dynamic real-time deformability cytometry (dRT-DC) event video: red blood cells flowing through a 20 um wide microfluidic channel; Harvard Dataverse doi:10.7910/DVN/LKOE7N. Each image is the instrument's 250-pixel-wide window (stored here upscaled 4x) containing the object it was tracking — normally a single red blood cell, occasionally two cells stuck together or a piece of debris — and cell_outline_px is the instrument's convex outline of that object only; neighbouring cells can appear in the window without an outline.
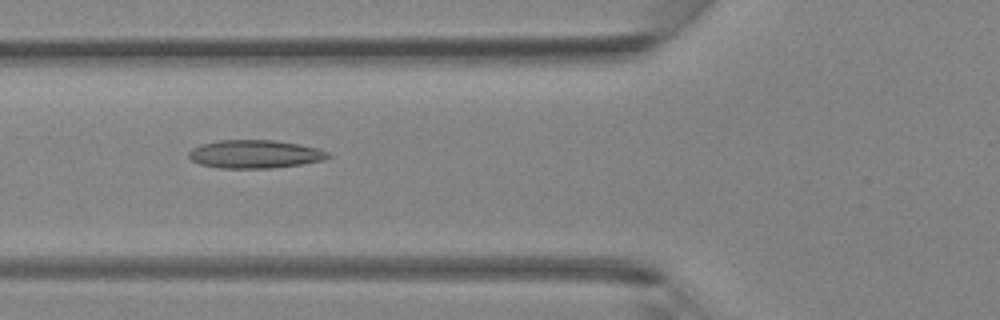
{"species": "Egyptian fruit bat (a non-hibernating species)", "species_latin": "Rousettus aegyptiacus", "temperature_condition": "room temperature", "stored_images_in_passage": 43, "camera_frame_rate_fps": 3000, "um_per_image_px": 0.085, "animal": {"sex": "female"}, "frame": {"image": 1, "passage_image": 16, "time_ms": 5.0, "image_size_px": [1000, 320], "cell_outline_px": [[332, 156], [324, 160], [300, 164], [272, 168], [220, 168], [200, 164], [192, 160], [188, 156], [188, 152], [192, 148], [200, 144], [220, 140], [272, 140], [300, 144], [316, 148], [328, 152]], "centroid_in_image_um": [21.65, 13.1], "position_along_channel_um": 104.1, "area_um2": 22.89}}
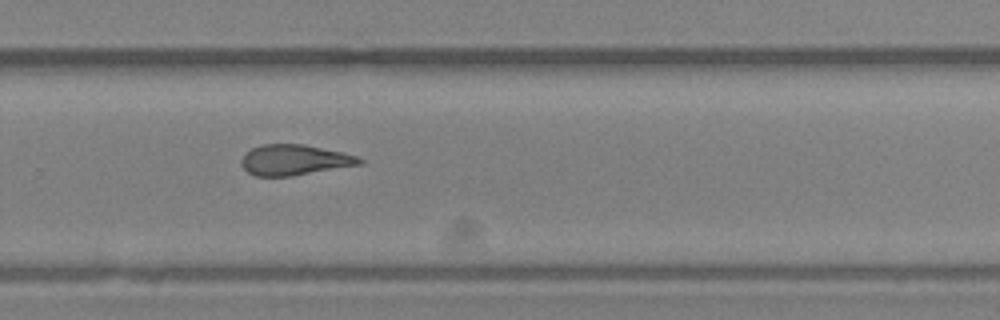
{"frame": {"image": 2, "passage_image": 29, "time_ms": 9.333, "image_size_px": [1000, 320], "cell_outline_px": [[364, 164], [292, 176], [256, 176], [248, 172], [240, 164], [240, 160], [244, 152], [252, 148], [264, 144], [304, 144], [340, 152], [356, 156], [364, 160]], "centroid_in_image_um": [25.0, 13.6], "position_along_channel_um": 304.8, "area_um2": 21.1}}
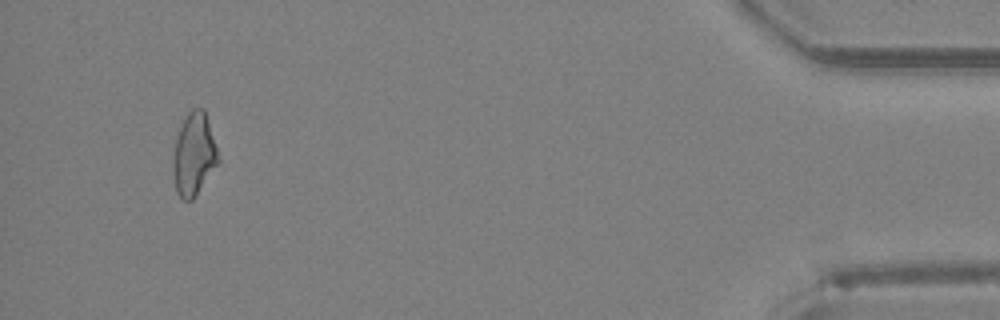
{"frame": {"image": 3, "passage_image": 41, "time_ms": 13.333, "image_size_px": [1000, 320], "cell_outline_px": [[220, 160], [192, 200], [184, 200], [176, 192], [172, 172], [172, 160], [176, 140], [180, 124], [188, 112], [192, 108], [204, 108]], "centroid_in_image_um": [16.45, 13.11], "position_along_channel_um": 418.7, "area_um2": 21.56}}